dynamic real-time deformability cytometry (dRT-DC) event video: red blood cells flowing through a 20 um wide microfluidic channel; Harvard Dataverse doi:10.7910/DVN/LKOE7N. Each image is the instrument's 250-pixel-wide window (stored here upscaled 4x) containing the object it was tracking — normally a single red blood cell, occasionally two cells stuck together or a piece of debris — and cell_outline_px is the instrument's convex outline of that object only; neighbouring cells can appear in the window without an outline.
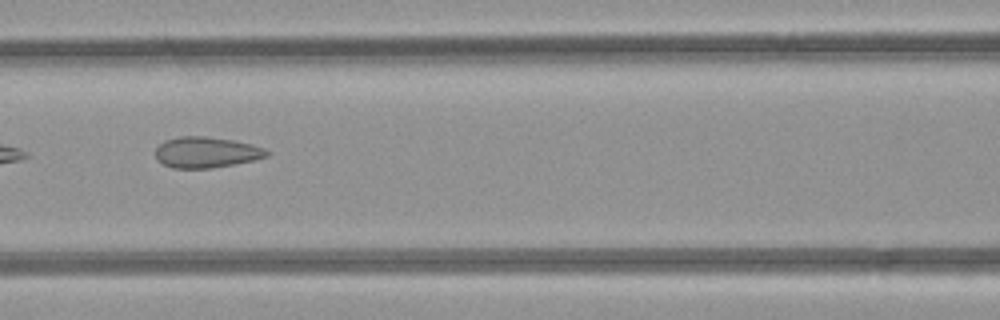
{"species": "common noctule bat (a hibernating species)", "species_latin": "Nyctalus noctula", "temperature_condition": "room temperature", "stored_images_in_passage": 6, "camera_frame_rate_fps": 3000, "um_per_image_px": 0.085, "animal": {"sex": "female", "body_mass_g": 21.9}, "frame": {"image": 1, "passage_image": 6, "time_ms": 6.0, "image_size_px": [1000, 320], "cell_outline_px": [[268, 156], [256, 160], [212, 168], [172, 168], [156, 160], [156, 148], [164, 140], [180, 136], [204, 136], [232, 140], [252, 144], [264, 148], [268, 152]], "centroid_in_image_um": [17.53, 12.95], "position_along_channel_um": 149.1, "area_um2": 20.06}}